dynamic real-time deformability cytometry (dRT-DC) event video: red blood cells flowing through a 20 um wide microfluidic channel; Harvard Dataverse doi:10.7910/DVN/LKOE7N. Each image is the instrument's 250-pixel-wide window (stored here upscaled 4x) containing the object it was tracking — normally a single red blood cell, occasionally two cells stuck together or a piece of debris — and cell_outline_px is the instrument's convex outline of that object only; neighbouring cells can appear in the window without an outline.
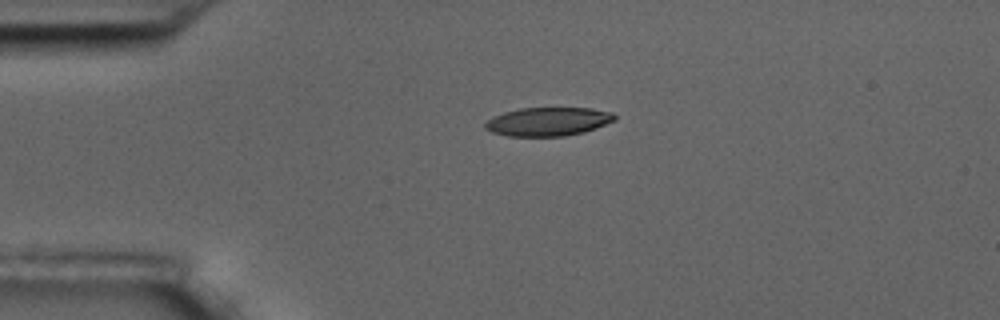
{"species": "common noctule bat (a hibernating species)", "species_latin": "Nyctalus noctula", "temperature_condition": "room temperature", "stored_images_in_passage": 2, "camera_frame_rate_fps": 3000, "um_per_image_px": 0.085, "animal": {"sex": "male", "body_mass_g": 17.5, "forearm_length_mm": 52.3}, "frame": {"image": 1, "passage_image": 1, "time_ms": 0.0, "image_size_px": [1000, 320], "cell_outline_px": [[616, 120], [596, 128], [584, 132], [564, 136], [508, 136], [492, 132], [484, 128], [484, 124], [492, 116], [504, 112], [520, 108], [592, 108], [612, 112], [616, 116]], "centroid_in_image_um": [46.59, 10.33], "position_along_channel_um": 38.4, "area_um2": 21.68}}